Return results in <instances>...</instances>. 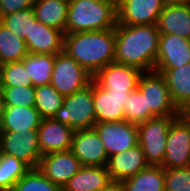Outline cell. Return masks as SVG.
Here are the masks:
<instances>
[{"instance_id":"cell-16","label":"cell","mask_w":190,"mask_h":191,"mask_svg":"<svg viewBox=\"0 0 190 191\" xmlns=\"http://www.w3.org/2000/svg\"><path fill=\"white\" fill-rule=\"evenodd\" d=\"M190 63V40L175 34H160L154 69L180 68Z\"/></svg>"},{"instance_id":"cell-21","label":"cell","mask_w":190,"mask_h":191,"mask_svg":"<svg viewBox=\"0 0 190 191\" xmlns=\"http://www.w3.org/2000/svg\"><path fill=\"white\" fill-rule=\"evenodd\" d=\"M161 73L170 91L171 99L179 111L190 106V63L180 68L154 69Z\"/></svg>"},{"instance_id":"cell-12","label":"cell","mask_w":190,"mask_h":191,"mask_svg":"<svg viewBox=\"0 0 190 191\" xmlns=\"http://www.w3.org/2000/svg\"><path fill=\"white\" fill-rule=\"evenodd\" d=\"M142 73L136 67L114 61L99 70L93 80L107 91L132 92L137 89Z\"/></svg>"},{"instance_id":"cell-3","label":"cell","mask_w":190,"mask_h":191,"mask_svg":"<svg viewBox=\"0 0 190 191\" xmlns=\"http://www.w3.org/2000/svg\"><path fill=\"white\" fill-rule=\"evenodd\" d=\"M117 23V0H69L66 34L113 29Z\"/></svg>"},{"instance_id":"cell-33","label":"cell","mask_w":190,"mask_h":191,"mask_svg":"<svg viewBox=\"0 0 190 191\" xmlns=\"http://www.w3.org/2000/svg\"><path fill=\"white\" fill-rule=\"evenodd\" d=\"M129 100L124 104L125 120L130 123L139 124L149 119V109L138 89L132 91Z\"/></svg>"},{"instance_id":"cell-37","label":"cell","mask_w":190,"mask_h":191,"mask_svg":"<svg viewBox=\"0 0 190 191\" xmlns=\"http://www.w3.org/2000/svg\"><path fill=\"white\" fill-rule=\"evenodd\" d=\"M96 191H124L122 182L111 181L106 187Z\"/></svg>"},{"instance_id":"cell-1","label":"cell","mask_w":190,"mask_h":191,"mask_svg":"<svg viewBox=\"0 0 190 191\" xmlns=\"http://www.w3.org/2000/svg\"><path fill=\"white\" fill-rule=\"evenodd\" d=\"M115 31V59L117 63L136 67L142 72L153 71L158 54L160 32L156 24L122 25Z\"/></svg>"},{"instance_id":"cell-23","label":"cell","mask_w":190,"mask_h":191,"mask_svg":"<svg viewBox=\"0 0 190 191\" xmlns=\"http://www.w3.org/2000/svg\"><path fill=\"white\" fill-rule=\"evenodd\" d=\"M41 120L39 111L34 106L5 107L0 118V131L38 129Z\"/></svg>"},{"instance_id":"cell-26","label":"cell","mask_w":190,"mask_h":191,"mask_svg":"<svg viewBox=\"0 0 190 191\" xmlns=\"http://www.w3.org/2000/svg\"><path fill=\"white\" fill-rule=\"evenodd\" d=\"M55 57V54L29 53L22 60L28 78H30L34 87L50 83Z\"/></svg>"},{"instance_id":"cell-30","label":"cell","mask_w":190,"mask_h":191,"mask_svg":"<svg viewBox=\"0 0 190 191\" xmlns=\"http://www.w3.org/2000/svg\"><path fill=\"white\" fill-rule=\"evenodd\" d=\"M36 17L33 8L13 12L1 16L0 22L15 35L24 39L30 35L31 25L35 23Z\"/></svg>"},{"instance_id":"cell-10","label":"cell","mask_w":190,"mask_h":191,"mask_svg":"<svg viewBox=\"0 0 190 191\" xmlns=\"http://www.w3.org/2000/svg\"><path fill=\"white\" fill-rule=\"evenodd\" d=\"M93 128L97 131L108 158L138 145L137 124L123 120L95 123Z\"/></svg>"},{"instance_id":"cell-27","label":"cell","mask_w":190,"mask_h":191,"mask_svg":"<svg viewBox=\"0 0 190 191\" xmlns=\"http://www.w3.org/2000/svg\"><path fill=\"white\" fill-rule=\"evenodd\" d=\"M28 54L25 40L0 22V65L22 61Z\"/></svg>"},{"instance_id":"cell-20","label":"cell","mask_w":190,"mask_h":191,"mask_svg":"<svg viewBox=\"0 0 190 191\" xmlns=\"http://www.w3.org/2000/svg\"><path fill=\"white\" fill-rule=\"evenodd\" d=\"M156 26L160 34H175L190 40V1L166 4Z\"/></svg>"},{"instance_id":"cell-34","label":"cell","mask_w":190,"mask_h":191,"mask_svg":"<svg viewBox=\"0 0 190 191\" xmlns=\"http://www.w3.org/2000/svg\"><path fill=\"white\" fill-rule=\"evenodd\" d=\"M5 107L35 106V87H2Z\"/></svg>"},{"instance_id":"cell-9","label":"cell","mask_w":190,"mask_h":191,"mask_svg":"<svg viewBox=\"0 0 190 191\" xmlns=\"http://www.w3.org/2000/svg\"><path fill=\"white\" fill-rule=\"evenodd\" d=\"M190 166V125L181 116L171 123L167 134L163 168L176 169Z\"/></svg>"},{"instance_id":"cell-4","label":"cell","mask_w":190,"mask_h":191,"mask_svg":"<svg viewBox=\"0 0 190 191\" xmlns=\"http://www.w3.org/2000/svg\"><path fill=\"white\" fill-rule=\"evenodd\" d=\"M177 116H156L137 124L138 144L148 166L162 167L169 127Z\"/></svg>"},{"instance_id":"cell-39","label":"cell","mask_w":190,"mask_h":191,"mask_svg":"<svg viewBox=\"0 0 190 191\" xmlns=\"http://www.w3.org/2000/svg\"><path fill=\"white\" fill-rule=\"evenodd\" d=\"M4 109H5V103H4L3 90L2 87L0 86V118Z\"/></svg>"},{"instance_id":"cell-18","label":"cell","mask_w":190,"mask_h":191,"mask_svg":"<svg viewBox=\"0 0 190 191\" xmlns=\"http://www.w3.org/2000/svg\"><path fill=\"white\" fill-rule=\"evenodd\" d=\"M64 32L49 27L39 20L31 25L30 35L25 38L29 53L57 54L63 51Z\"/></svg>"},{"instance_id":"cell-35","label":"cell","mask_w":190,"mask_h":191,"mask_svg":"<svg viewBox=\"0 0 190 191\" xmlns=\"http://www.w3.org/2000/svg\"><path fill=\"white\" fill-rule=\"evenodd\" d=\"M165 190L190 191V166L165 169Z\"/></svg>"},{"instance_id":"cell-38","label":"cell","mask_w":190,"mask_h":191,"mask_svg":"<svg viewBox=\"0 0 190 191\" xmlns=\"http://www.w3.org/2000/svg\"><path fill=\"white\" fill-rule=\"evenodd\" d=\"M180 115L186 120V122L190 125V106L182 109L180 111Z\"/></svg>"},{"instance_id":"cell-17","label":"cell","mask_w":190,"mask_h":191,"mask_svg":"<svg viewBox=\"0 0 190 191\" xmlns=\"http://www.w3.org/2000/svg\"><path fill=\"white\" fill-rule=\"evenodd\" d=\"M37 131L41 156L71 149L75 130L68 125L47 118L41 120Z\"/></svg>"},{"instance_id":"cell-31","label":"cell","mask_w":190,"mask_h":191,"mask_svg":"<svg viewBox=\"0 0 190 191\" xmlns=\"http://www.w3.org/2000/svg\"><path fill=\"white\" fill-rule=\"evenodd\" d=\"M12 191H62V189L46 178L38 168H31L14 184Z\"/></svg>"},{"instance_id":"cell-24","label":"cell","mask_w":190,"mask_h":191,"mask_svg":"<svg viewBox=\"0 0 190 191\" xmlns=\"http://www.w3.org/2000/svg\"><path fill=\"white\" fill-rule=\"evenodd\" d=\"M69 0H35L33 10L41 23L66 34Z\"/></svg>"},{"instance_id":"cell-15","label":"cell","mask_w":190,"mask_h":191,"mask_svg":"<svg viewBox=\"0 0 190 191\" xmlns=\"http://www.w3.org/2000/svg\"><path fill=\"white\" fill-rule=\"evenodd\" d=\"M81 167L80 160L70 150L46 154L38 165L43 175L61 189Z\"/></svg>"},{"instance_id":"cell-29","label":"cell","mask_w":190,"mask_h":191,"mask_svg":"<svg viewBox=\"0 0 190 191\" xmlns=\"http://www.w3.org/2000/svg\"><path fill=\"white\" fill-rule=\"evenodd\" d=\"M64 97L49 83L35 87V108L42 119L53 118L63 105Z\"/></svg>"},{"instance_id":"cell-2","label":"cell","mask_w":190,"mask_h":191,"mask_svg":"<svg viewBox=\"0 0 190 191\" xmlns=\"http://www.w3.org/2000/svg\"><path fill=\"white\" fill-rule=\"evenodd\" d=\"M115 49L114 28L64 34L63 51L92 76L109 63L114 62Z\"/></svg>"},{"instance_id":"cell-22","label":"cell","mask_w":190,"mask_h":191,"mask_svg":"<svg viewBox=\"0 0 190 191\" xmlns=\"http://www.w3.org/2000/svg\"><path fill=\"white\" fill-rule=\"evenodd\" d=\"M111 181L107 166H82L62 191H96L106 187Z\"/></svg>"},{"instance_id":"cell-7","label":"cell","mask_w":190,"mask_h":191,"mask_svg":"<svg viewBox=\"0 0 190 191\" xmlns=\"http://www.w3.org/2000/svg\"><path fill=\"white\" fill-rule=\"evenodd\" d=\"M93 76L65 51L56 54L50 84L63 97L90 85Z\"/></svg>"},{"instance_id":"cell-13","label":"cell","mask_w":190,"mask_h":191,"mask_svg":"<svg viewBox=\"0 0 190 191\" xmlns=\"http://www.w3.org/2000/svg\"><path fill=\"white\" fill-rule=\"evenodd\" d=\"M70 151L82 166H107L108 155L94 128L75 130Z\"/></svg>"},{"instance_id":"cell-6","label":"cell","mask_w":190,"mask_h":191,"mask_svg":"<svg viewBox=\"0 0 190 191\" xmlns=\"http://www.w3.org/2000/svg\"><path fill=\"white\" fill-rule=\"evenodd\" d=\"M137 89L145 98L146 109H149V119L156 116L180 115L161 73L155 70L143 72L139 78Z\"/></svg>"},{"instance_id":"cell-19","label":"cell","mask_w":190,"mask_h":191,"mask_svg":"<svg viewBox=\"0 0 190 191\" xmlns=\"http://www.w3.org/2000/svg\"><path fill=\"white\" fill-rule=\"evenodd\" d=\"M148 167L145 155L136 145L109 157L107 168L112 181L122 182Z\"/></svg>"},{"instance_id":"cell-8","label":"cell","mask_w":190,"mask_h":191,"mask_svg":"<svg viewBox=\"0 0 190 191\" xmlns=\"http://www.w3.org/2000/svg\"><path fill=\"white\" fill-rule=\"evenodd\" d=\"M0 153L16 157L30 168H38L42 156L37 129L0 131Z\"/></svg>"},{"instance_id":"cell-11","label":"cell","mask_w":190,"mask_h":191,"mask_svg":"<svg viewBox=\"0 0 190 191\" xmlns=\"http://www.w3.org/2000/svg\"><path fill=\"white\" fill-rule=\"evenodd\" d=\"M165 5L164 0H117V24L130 26L156 24Z\"/></svg>"},{"instance_id":"cell-25","label":"cell","mask_w":190,"mask_h":191,"mask_svg":"<svg viewBox=\"0 0 190 191\" xmlns=\"http://www.w3.org/2000/svg\"><path fill=\"white\" fill-rule=\"evenodd\" d=\"M124 191H164L165 169L148 166L139 173L122 181Z\"/></svg>"},{"instance_id":"cell-40","label":"cell","mask_w":190,"mask_h":191,"mask_svg":"<svg viewBox=\"0 0 190 191\" xmlns=\"http://www.w3.org/2000/svg\"><path fill=\"white\" fill-rule=\"evenodd\" d=\"M190 0H164L166 4H176V3H185Z\"/></svg>"},{"instance_id":"cell-28","label":"cell","mask_w":190,"mask_h":191,"mask_svg":"<svg viewBox=\"0 0 190 191\" xmlns=\"http://www.w3.org/2000/svg\"><path fill=\"white\" fill-rule=\"evenodd\" d=\"M30 169L16 157L0 153V191H12L14 184Z\"/></svg>"},{"instance_id":"cell-14","label":"cell","mask_w":190,"mask_h":191,"mask_svg":"<svg viewBox=\"0 0 190 191\" xmlns=\"http://www.w3.org/2000/svg\"><path fill=\"white\" fill-rule=\"evenodd\" d=\"M131 92L107 91L92 80L93 104L96 123L125 120L124 104Z\"/></svg>"},{"instance_id":"cell-32","label":"cell","mask_w":190,"mask_h":191,"mask_svg":"<svg viewBox=\"0 0 190 191\" xmlns=\"http://www.w3.org/2000/svg\"><path fill=\"white\" fill-rule=\"evenodd\" d=\"M0 86L1 87H27L33 86L28 78L22 61L10 62L0 65Z\"/></svg>"},{"instance_id":"cell-36","label":"cell","mask_w":190,"mask_h":191,"mask_svg":"<svg viewBox=\"0 0 190 191\" xmlns=\"http://www.w3.org/2000/svg\"><path fill=\"white\" fill-rule=\"evenodd\" d=\"M35 0H0V17L33 8Z\"/></svg>"},{"instance_id":"cell-5","label":"cell","mask_w":190,"mask_h":191,"mask_svg":"<svg viewBox=\"0 0 190 191\" xmlns=\"http://www.w3.org/2000/svg\"><path fill=\"white\" fill-rule=\"evenodd\" d=\"M74 130L93 128L96 115L93 104L92 81L90 85L78 92L65 96L63 105L53 117Z\"/></svg>"}]
</instances>
